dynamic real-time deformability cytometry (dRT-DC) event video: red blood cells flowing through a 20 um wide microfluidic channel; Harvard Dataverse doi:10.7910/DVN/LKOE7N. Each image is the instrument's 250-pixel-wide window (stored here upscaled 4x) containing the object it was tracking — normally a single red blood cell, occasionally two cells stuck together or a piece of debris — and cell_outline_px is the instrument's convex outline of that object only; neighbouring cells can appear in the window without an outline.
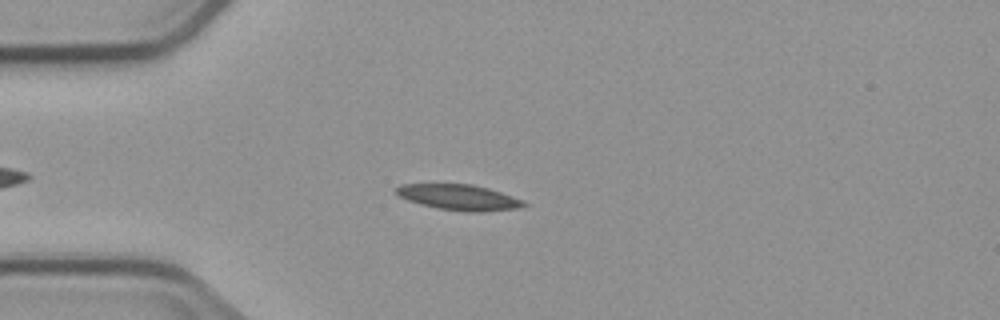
{"species": "common noctule bat (a hibernating species)", "species_latin": "Nyctalus noctula", "temperature_condition": "cold", "stored_images_in_passage": 3, "camera_frame_rate_fps": 3000, "um_per_image_px": 0.085, "animal": {"sex": "male", "body_mass_g": 23.1, "forearm_length_mm": 52.7}, "frame": {"image": 1, "passage_image": 3, "time_ms": 2.667, "image_size_px": [1000, 320], "cell_outline_px": [[528, 204], [516, 208], [480, 212], [464, 212], [436, 208], [420, 204], [408, 200], [400, 196], [396, 192], [396, 188], [400, 184], [472, 184], [488, 188], [524, 200]], "centroid_in_image_um": [39.01, 16.77], "position_along_channel_um": 46.0, "area_um2": 18.96}}